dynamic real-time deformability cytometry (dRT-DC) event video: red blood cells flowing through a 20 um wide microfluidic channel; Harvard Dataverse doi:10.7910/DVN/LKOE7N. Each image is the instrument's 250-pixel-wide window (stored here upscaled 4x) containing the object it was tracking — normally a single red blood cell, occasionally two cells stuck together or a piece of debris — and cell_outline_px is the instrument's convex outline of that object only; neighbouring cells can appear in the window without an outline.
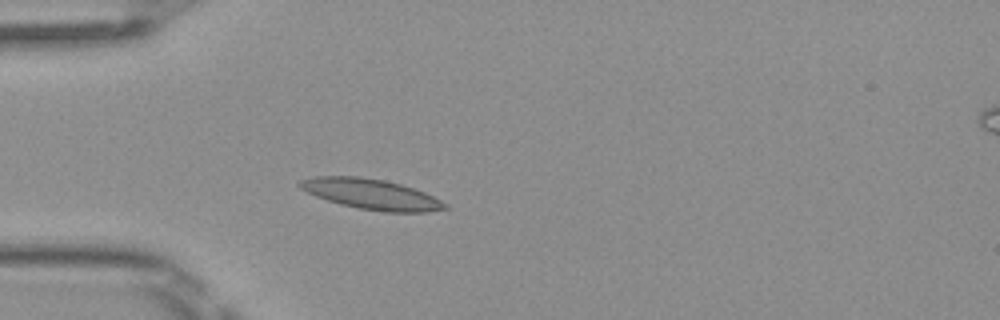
{"species": "Egyptian fruit bat (a non-hibernating species)", "species_latin": "Rousettus aegyptiacus", "temperature_condition": "room temperature", "stored_images_in_passage": 4, "camera_frame_rate_fps": 3000, "um_per_image_px": 0.085, "frame": {"image": 1, "passage_image": 4, "time_ms": 1.0, "image_size_px": [1000, 320], "cell_outline_px": [[448, 208], [428, 212], [384, 212], [360, 208], [340, 204], [316, 196], [300, 188], [296, 184], [300, 180], [316, 176], [360, 176], [384, 180], [400, 184], [424, 192], [448, 204]], "centroid_in_image_um": [31.55, 16.5], "position_along_channel_um": 53.5, "area_um2": 25.55}}